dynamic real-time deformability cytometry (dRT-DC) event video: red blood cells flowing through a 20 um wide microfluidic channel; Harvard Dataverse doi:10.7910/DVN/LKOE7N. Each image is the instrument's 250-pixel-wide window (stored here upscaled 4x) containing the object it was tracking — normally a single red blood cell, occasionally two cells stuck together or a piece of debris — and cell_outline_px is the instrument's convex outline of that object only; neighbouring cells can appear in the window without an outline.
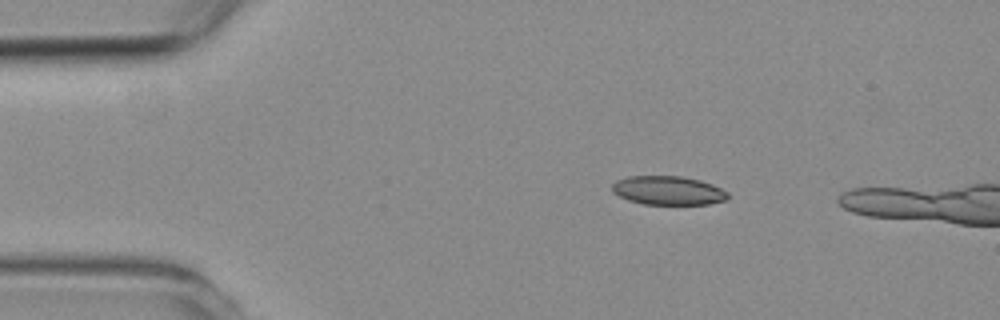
{"species": "common noctule bat (a hibernating species)", "species_latin": "Nyctalus noctula", "temperature_condition": "room temperature", "stored_images_in_passage": 4, "camera_frame_rate_fps": 3000, "um_per_image_px": 0.085, "animal": {"sex": "female", "body_mass_g": 19.3, "forearm_length_mm": 54.1}, "frame": {"image": 1, "passage_image": 2, "time_ms": 1.333, "image_size_px": [1000, 320], "cell_outline_px": [[728, 200], [708, 204], [644, 204], [628, 200], [612, 192], [612, 184], [616, 180], [628, 176], [684, 176], [700, 180], [712, 184], [728, 192]], "centroid_in_image_um": [56.79, 16.18], "position_along_channel_um": 28.2, "area_um2": 19.54}}